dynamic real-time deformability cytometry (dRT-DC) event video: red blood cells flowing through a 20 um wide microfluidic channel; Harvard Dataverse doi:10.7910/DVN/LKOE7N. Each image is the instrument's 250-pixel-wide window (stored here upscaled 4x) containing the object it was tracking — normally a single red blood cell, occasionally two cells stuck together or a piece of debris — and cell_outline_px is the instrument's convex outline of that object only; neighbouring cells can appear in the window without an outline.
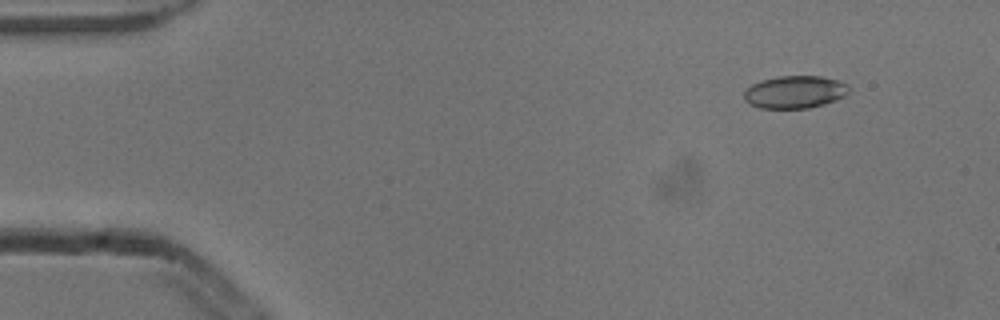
{"species": "common noctule bat (a hibernating species)", "species_latin": "Nyctalus noctula", "temperature_condition": "cold", "stored_images_in_passage": 5, "camera_frame_rate_fps": 3000, "um_per_image_px": 0.085, "animal": {"sex": "male", "body_mass_g": 13.3}, "frame": {"image": 1, "passage_image": 2, "time_ms": 0.333, "image_size_px": [1000, 320], "cell_outline_px": [[848, 92], [844, 96], [824, 104], [808, 108], [760, 108], [748, 104], [744, 100], [744, 92], [752, 84], [760, 80], [776, 76], [820, 76], [836, 80], [848, 84]], "centroid_in_image_um": [67.52, 7.82], "position_along_channel_um": 17.5, "area_um2": 19.88}}
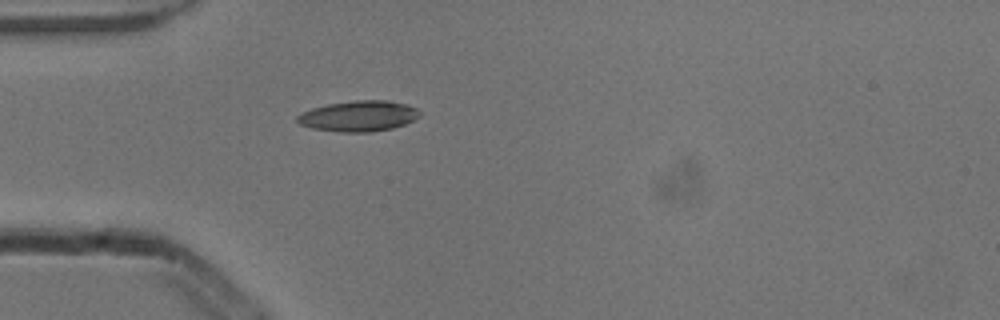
{"frame": {"image": 2, "passage_image": 5, "time_ms": 1.333, "image_size_px": [1000, 320], "cell_outline_px": [[420, 116], [404, 124], [392, 128], [372, 132], [340, 132], [312, 128], [300, 124], [296, 120], [296, 116], [312, 108], [328, 104], [356, 100], [388, 100], [408, 104], [416, 108], [420, 112]], "centroid_in_image_um": [30.5, 9.86], "position_along_channel_um": 54.5, "area_um2": 21.85}}